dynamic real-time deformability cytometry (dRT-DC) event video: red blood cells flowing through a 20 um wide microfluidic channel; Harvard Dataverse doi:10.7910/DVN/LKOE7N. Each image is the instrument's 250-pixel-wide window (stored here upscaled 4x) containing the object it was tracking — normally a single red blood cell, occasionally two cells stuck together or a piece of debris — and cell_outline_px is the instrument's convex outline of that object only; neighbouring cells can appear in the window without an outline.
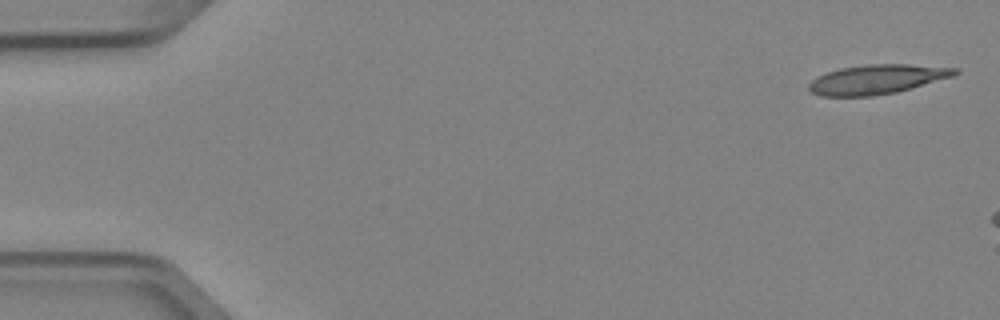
{"species": "Egyptian fruit bat (a non-hibernating species)", "species_latin": "Rousettus aegyptiacus", "temperature_condition": "cold", "stored_images_in_passage": 5, "camera_frame_rate_fps": 3000, "um_per_image_px": 0.085, "animal": {"sex": "female"}, "frame": {"image": 1, "passage_image": 1, "time_ms": 0.0, "image_size_px": [1000, 320], "cell_outline_px": [[960, 72], [952, 76], [896, 92], [872, 96], [820, 96], [812, 92], [808, 88], [808, 84], [816, 76], [840, 68], [868, 64], [908, 64], [960, 68]], "centroid_in_image_um": [74.53, 6.73], "position_along_channel_um": 10.5, "area_um2": 24.91}}
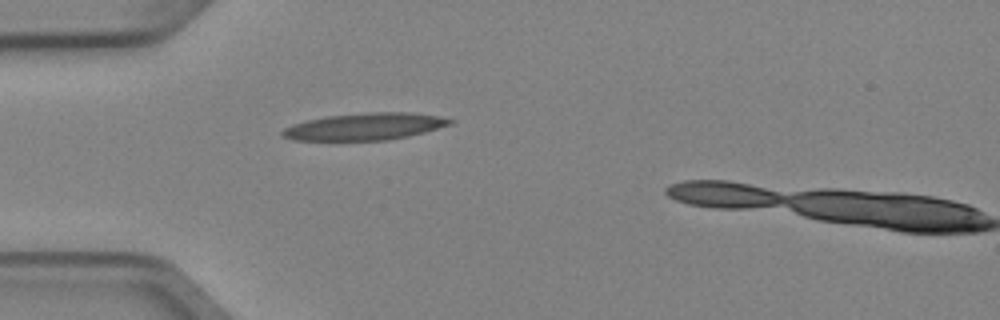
{"frame": {"image": 2, "passage_image": 4, "time_ms": 1.0, "image_size_px": [1000, 320], "cell_outline_px": [[456, 120], [452, 124], [424, 132], [408, 136], [388, 140], [292, 140], [284, 136], [280, 132], [284, 128], [292, 124], [324, 116], [368, 112], [412, 112], [436, 116]], "centroid_in_image_um": [31.01, 10.75], "position_along_channel_um": 54.0, "area_um2": 26.36}}